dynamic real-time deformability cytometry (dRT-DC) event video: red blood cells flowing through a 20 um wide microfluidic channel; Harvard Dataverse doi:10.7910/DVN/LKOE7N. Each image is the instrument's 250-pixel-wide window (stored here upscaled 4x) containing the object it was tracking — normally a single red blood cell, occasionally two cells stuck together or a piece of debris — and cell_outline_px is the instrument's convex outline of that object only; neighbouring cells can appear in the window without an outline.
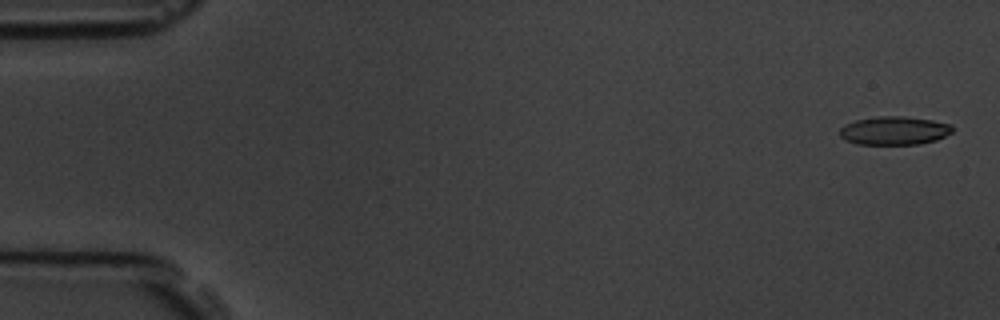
{"species": "common noctule bat (a hibernating species)", "species_latin": "Nyctalus noctula", "temperature_condition": "room temperature", "stored_images_in_passage": 4, "camera_frame_rate_fps": 3000, "um_per_image_px": 0.085, "animal": {"sex": "male", "body_mass_g": 19.5, "forearm_length_mm": 54.6}, "frame": {"image": 1, "passage_image": 1, "time_ms": 0.0, "image_size_px": [1000, 320], "cell_outline_px": [[952, 132], [936, 140], [920, 144], [856, 144], [844, 140], [840, 136], [840, 128], [844, 124], [856, 120], [876, 116], [904, 116], [932, 120], [952, 124]], "centroid_in_image_um": [75.99, 11.1], "position_along_channel_um": 9.0, "area_um2": 18.79}}